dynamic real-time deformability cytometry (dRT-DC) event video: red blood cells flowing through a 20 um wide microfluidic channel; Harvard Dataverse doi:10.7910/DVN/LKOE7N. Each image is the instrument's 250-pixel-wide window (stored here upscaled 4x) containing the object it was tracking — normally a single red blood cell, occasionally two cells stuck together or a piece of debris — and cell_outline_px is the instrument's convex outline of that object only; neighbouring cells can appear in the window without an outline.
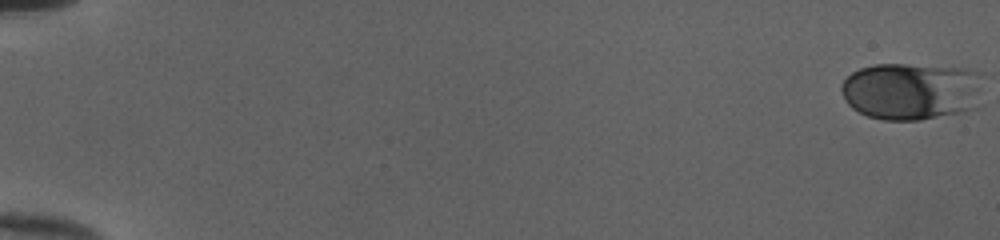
{"species": "human", "species_latin": "Homo sapiens", "temperature_condition": "cold", "stored_images_in_passage": 53, "camera_frame_rate_fps": 3000, "um_per_image_px": 0.085, "donor": {"sex": "female"}, "frame": {"image": 1, "passage_image": 1, "time_ms": 0.0, "image_size_px": [1000, 240], "cell_outline_px": [[984, 76], [976, 108], [964, 112], [920, 120], [884, 120], [868, 116], [852, 108], [848, 104], [840, 88], [844, 80], [852, 72], [860, 68], [872, 64], [904, 64], [968, 68], [984, 72]], "centroid_in_image_um": [77.53, 7.73], "position_along_channel_um": 7.5, "area_um2": 48.15}}
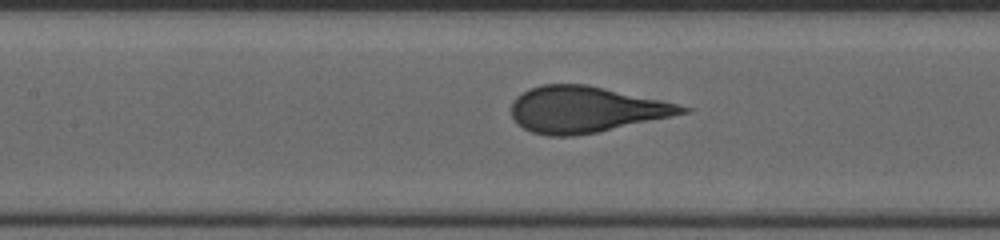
{"frame": {"image": 2, "passage_image": 27, "time_ms": 8.667, "image_size_px": [1000, 240], "cell_outline_px": [[696, 108], [692, 112], [596, 132], [572, 136], [548, 136], [532, 132], [524, 128], [512, 116], [512, 100], [516, 96], [528, 88], [544, 84], [588, 84], [680, 104]], "centroid_in_image_um": [49.83, 9.29], "position_along_channel_um": 157.6, "area_um2": 46.01}}
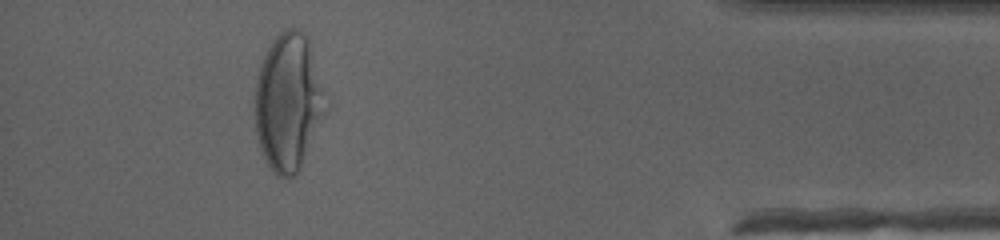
{"frame": {"image": 3, "passage_image": 49, "time_ms": 16.0, "image_size_px": [1000, 240], "cell_outline_px": [[328, 108], [300, 168], [292, 180], [276, 176], [268, 164], [260, 148], [256, 132], [256, 80], [260, 64], [272, 40], [284, 28], [296, 28], [308, 40]], "centroid_in_image_um": [24.5, 8.73], "position_along_channel_um": 410.7, "area_um2": 55.83}, "authors_computed_cell_mechanics": {"area_um2": 46.0088, "velocity_mm_per_s": 4.0177, "shape_relaxation_time_tau1_ms": 4.653, "shape_relaxation_time_tau2_ms": null, "deformation_change_tau1": 0.1894, "deformation_change_tau2": null}}